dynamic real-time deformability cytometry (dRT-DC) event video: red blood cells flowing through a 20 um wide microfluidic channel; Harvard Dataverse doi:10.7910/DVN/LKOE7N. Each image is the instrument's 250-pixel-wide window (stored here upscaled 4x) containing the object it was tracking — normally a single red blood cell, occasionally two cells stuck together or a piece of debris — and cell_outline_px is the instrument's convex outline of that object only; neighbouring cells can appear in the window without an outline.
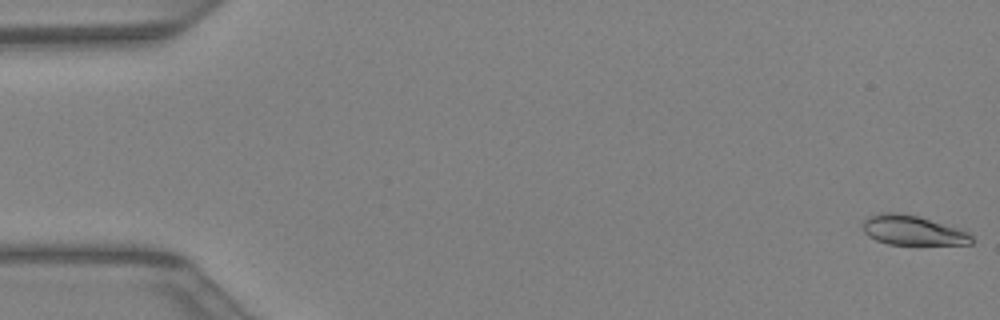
{"species": "Egyptian fruit bat (a non-hibernating species)", "species_latin": "Rousettus aegyptiacus", "temperature_condition": "warm", "stored_images_in_passage": 42, "camera_frame_rate_fps": 3000, "um_per_image_px": 0.085, "animal": {"sex": "female"}, "frame": {"image": 1, "passage_image": 1, "time_ms": 0.0, "image_size_px": [1000, 320], "cell_outline_px": [[972, 244], [888, 244], [876, 240], [868, 236], [864, 232], [864, 220], [880, 212], [892, 212], [916, 216], [956, 228], [968, 232], [972, 236]], "centroid_in_image_um": [77.56, 19.59], "position_along_channel_um": 7.4, "area_um2": 18.26}}
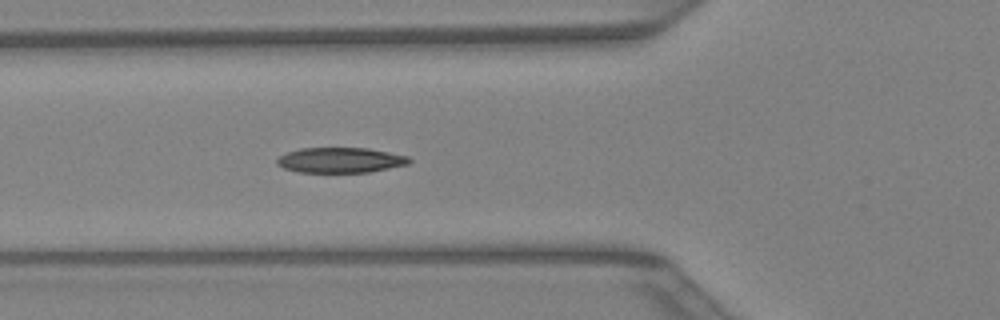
{"frame": {"image": 2, "passage_image": 16, "time_ms": 5.0, "image_size_px": [1000, 320], "cell_outline_px": [[412, 160], [408, 164], [368, 172], [300, 172], [284, 168], [276, 164], [276, 160], [280, 156], [288, 152], [300, 148], [368, 148], [408, 156]], "centroid_in_image_um": [28.93, 13.61], "position_along_channel_um": 96.9, "area_um2": 19.31}}
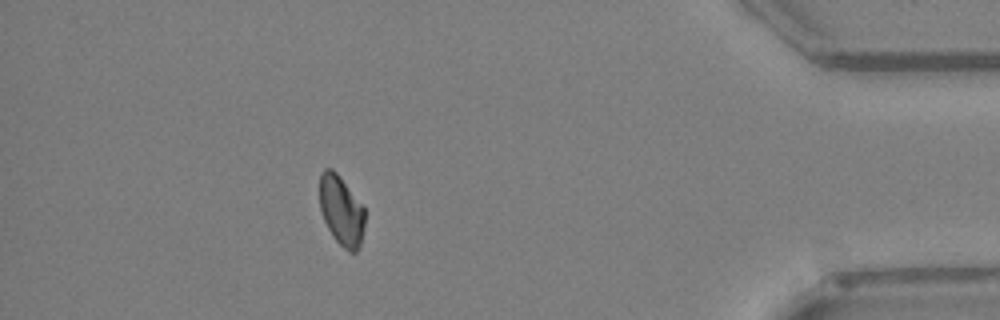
{"frame": {"image": 3, "passage_image": 38, "time_ms": 12.333, "image_size_px": [1000, 320], "cell_outline_px": [[364, 228], [360, 244], [356, 252], [348, 252], [332, 236], [324, 220], [320, 208], [320, 172], [324, 168], [332, 168], [340, 176], [364, 204]], "centroid_in_image_um": [29.02, 17.87], "position_along_channel_um": 406.2, "area_um2": 18.61}}